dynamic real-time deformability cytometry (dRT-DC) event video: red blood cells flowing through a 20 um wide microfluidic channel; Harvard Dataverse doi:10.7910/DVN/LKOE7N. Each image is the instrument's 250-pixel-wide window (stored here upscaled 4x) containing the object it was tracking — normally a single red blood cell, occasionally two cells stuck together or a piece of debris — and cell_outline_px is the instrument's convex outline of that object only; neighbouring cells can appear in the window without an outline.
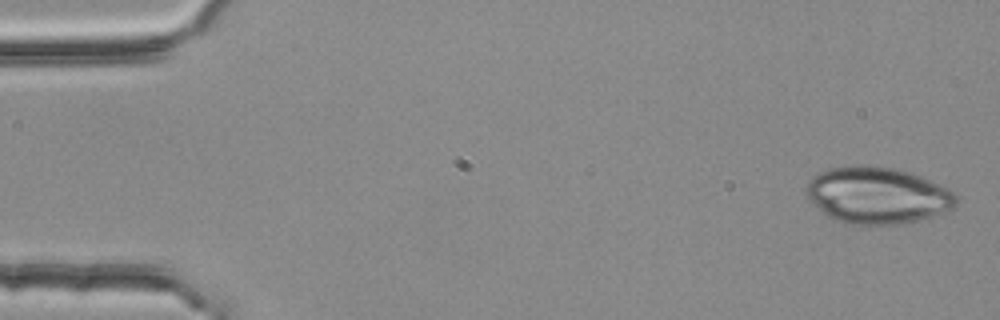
{"species": "common noctule bat (a hibernating species)", "species_latin": "Nyctalus noctula", "temperature_condition": "room temperature", "stored_images_in_passage": 52, "camera_frame_rate_fps": 3000, "um_per_image_px": 0.085, "animal": {"sex": "female", "body_mass_g": 25.1}, "frame": {"image": 1, "passage_image": 1, "time_ms": 0.0, "image_size_px": [1000, 320], "cell_outline_px": [[956, 204], [952, 208], [932, 216], [900, 224], [844, 224], [832, 220], [812, 204], [804, 192], [804, 188], [812, 176], [820, 172], [832, 168], [860, 164], [864, 164], [896, 168], [920, 176], [948, 188], [956, 196]], "centroid_in_image_um": [74.51, 16.6], "position_along_channel_um": 10.5, "area_um2": 49.65}}
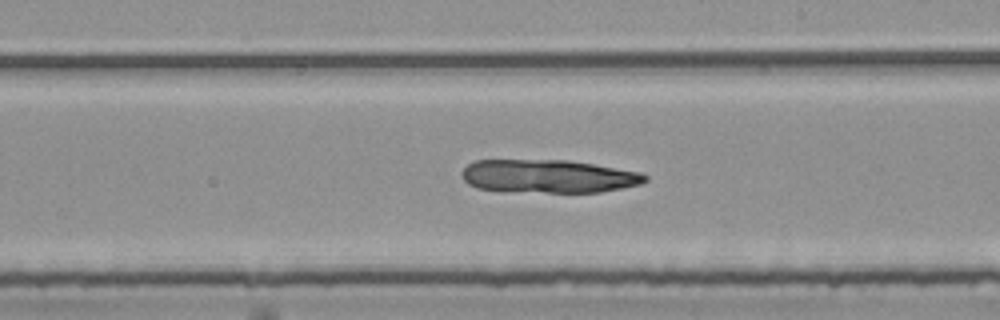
{"frame": {"image": 2, "passage_image": 30, "time_ms": 9.667, "image_size_px": [1000, 320], "cell_outline_px": [[648, 180], [640, 184], [600, 192], [548, 192], [476, 188], [468, 184], [464, 180], [464, 168], [468, 164], [476, 160], [564, 160], [592, 164], [640, 172], [648, 176]], "centroid_in_image_um": [46.64, 14.97], "position_along_channel_um": 242.4, "area_um2": 34.85}}
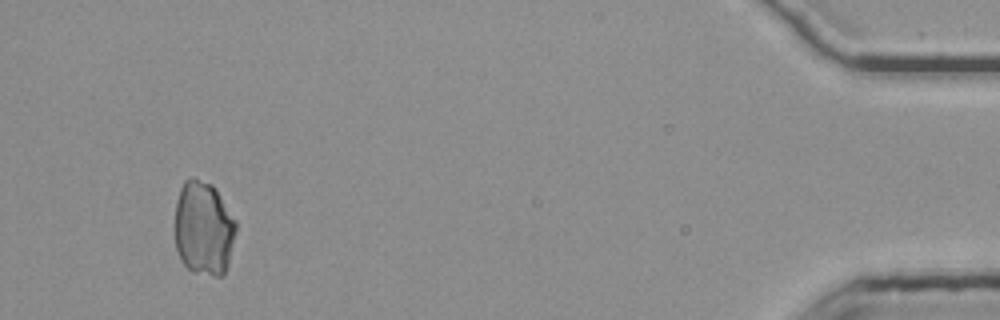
{"frame": {"image": 3, "passage_image": 50, "time_ms": 16.333, "image_size_px": [1000, 320], "cell_outline_px": [[236, 232], [228, 264], [224, 276], [216, 276], [192, 272], [180, 260], [176, 248], [176, 200], [180, 188], [184, 180], [188, 176], [192, 176], [212, 184], [216, 188], [236, 220]], "centroid_in_image_um": [17.32, 19.39], "position_along_channel_um": 417.9, "area_um2": 33.99}}